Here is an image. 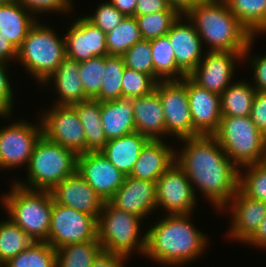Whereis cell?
I'll return each mask as SVG.
<instances>
[{"label":"cell","instance_id":"cell-17","mask_svg":"<svg viewBox=\"0 0 266 267\" xmlns=\"http://www.w3.org/2000/svg\"><path fill=\"white\" fill-rule=\"evenodd\" d=\"M66 56L78 63L96 56H108L106 33L84 16L75 18L66 28Z\"/></svg>","mask_w":266,"mask_h":267},{"label":"cell","instance_id":"cell-47","mask_svg":"<svg viewBox=\"0 0 266 267\" xmlns=\"http://www.w3.org/2000/svg\"><path fill=\"white\" fill-rule=\"evenodd\" d=\"M161 11H177L172 8L168 0H137L136 11L134 16L157 13Z\"/></svg>","mask_w":266,"mask_h":267},{"label":"cell","instance_id":"cell-54","mask_svg":"<svg viewBox=\"0 0 266 267\" xmlns=\"http://www.w3.org/2000/svg\"><path fill=\"white\" fill-rule=\"evenodd\" d=\"M10 117H12V116H0L1 119L4 118V119H8V120H10Z\"/></svg>","mask_w":266,"mask_h":267},{"label":"cell","instance_id":"cell-2","mask_svg":"<svg viewBox=\"0 0 266 267\" xmlns=\"http://www.w3.org/2000/svg\"><path fill=\"white\" fill-rule=\"evenodd\" d=\"M193 213L167 215L146 230L144 257L164 267H184L207 250L209 236L196 228Z\"/></svg>","mask_w":266,"mask_h":267},{"label":"cell","instance_id":"cell-33","mask_svg":"<svg viewBox=\"0 0 266 267\" xmlns=\"http://www.w3.org/2000/svg\"><path fill=\"white\" fill-rule=\"evenodd\" d=\"M33 240L9 217L0 220V263L3 266L13 257L27 249Z\"/></svg>","mask_w":266,"mask_h":267},{"label":"cell","instance_id":"cell-4","mask_svg":"<svg viewBox=\"0 0 266 267\" xmlns=\"http://www.w3.org/2000/svg\"><path fill=\"white\" fill-rule=\"evenodd\" d=\"M10 183V190L0 198L5 214L33 240L46 242L53 206L50 191L30 190Z\"/></svg>","mask_w":266,"mask_h":267},{"label":"cell","instance_id":"cell-44","mask_svg":"<svg viewBox=\"0 0 266 267\" xmlns=\"http://www.w3.org/2000/svg\"><path fill=\"white\" fill-rule=\"evenodd\" d=\"M256 37H253L249 44L247 45V49L243 53V62L249 61V67L253 71L252 86L256 89V91H266V54L265 55H256L252 56L251 49L254 47ZM250 57V58H249ZM247 59V60H246Z\"/></svg>","mask_w":266,"mask_h":267},{"label":"cell","instance_id":"cell-28","mask_svg":"<svg viewBox=\"0 0 266 267\" xmlns=\"http://www.w3.org/2000/svg\"><path fill=\"white\" fill-rule=\"evenodd\" d=\"M81 121L86 139V152H101L107 142L101 122V102L87 99L72 105Z\"/></svg>","mask_w":266,"mask_h":267},{"label":"cell","instance_id":"cell-3","mask_svg":"<svg viewBox=\"0 0 266 267\" xmlns=\"http://www.w3.org/2000/svg\"><path fill=\"white\" fill-rule=\"evenodd\" d=\"M185 15L207 46L204 51L244 52L253 38L224 0H204Z\"/></svg>","mask_w":266,"mask_h":267},{"label":"cell","instance_id":"cell-41","mask_svg":"<svg viewBox=\"0 0 266 267\" xmlns=\"http://www.w3.org/2000/svg\"><path fill=\"white\" fill-rule=\"evenodd\" d=\"M126 67L154 78V66L150 40H141L130 47L123 55Z\"/></svg>","mask_w":266,"mask_h":267},{"label":"cell","instance_id":"cell-9","mask_svg":"<svg viewBox=\"0 0 266 267\" xmlns=\"http://www.w3.org/2000/svg\"><path fill=\"white\" fill-rule=\"evenodd\" d=\"M40 121L34 124L27 119L13 120L12 123L0 127V169L27 168L36 142L43 135ZM27 120V121H25ZM7 168V169H6ZM3 169V170H2Z\"/></svg>","mask_w":266,"mask_h":267},{"label":"cell","instance_id":"cell-43","mask_svg":"<svg viewBox=\"0 0 266 267\" xmlns=\"http://www.w3.org/2000/svg\"><path fill=\"white\" fill-rule=\"evenodd\" d=\"M28 12L35 18L36 15L64 13V15H71L72 10L75 11L72 0H17ZM70 13V14H69Z\"/></svg>","mask_w":266,"mask_h":267},{"label":"cell","instance_id":"cell-42","mask_svg":"<svg viewBox=\"0 0 266 267\" xmlns=\"http://www.w3.org/2000/svg\"><path fill=\"white\" fill-rule=\"evenodd\" d=\"M95 9L93 14H85L83 16L106 34L117 27L126 17L119 12L109 0L101 1Z\"/></svg>","mask_w":266,"mask_h":267},{"label":"cell","instance_id":"cell-25","mask_svg":"<svg viewBox=\"0 0 266 267\" xmlns=\"http://www.w3.org/2000/svg\"><path fill=\"white\" fill-rule=\"evenodd\" d=\"M101 122L107 141L135 132L132 99L101 102Z\"/></svg>","mask_w":266,"mask_h":267},{"label":"cell","instance_id":"cell-21","mask_svg":"<svg viewBox=\"0 0 266 267\" xmlns=\"http://www.w3.org/2000/svg\"><path fill=\"white\" fill-rule=\"evenodd\" d=\"M109 202L146 220L157 211L156 182L127 176Z\"/></svg>","mask_w":266,"mask_h":267},{"label":"cell","instance_id":"cell-19","mask_svg":"<svg viewBox=\"0 0 266 267\" xmlns=\"http://www.w3.org/2000/svg\"><path fill=\"white\" fill-rule=\"evenodd\" d=\"M187 95L194 128V137L214 135L220 125V95L206 90L187 76Z\"/></svg>","mask_w":266,"mask_h":267},{"label":"cell","instance_id":"cell-30","mask_svg":"<svg viewBox=\"0 0 266 267\" xmlns=\"http://www.w3.org/2000/svg\"><path fill=\"white\" fill-rule=\"evenodd\" d=\"M253 37L266 34V0H224ZM258 35V36H257Z\"/></svg>","mask_w":266,"mask_h":267},{"label":"cell","instance_id":"cell-45","mask_svg":"<svg viewBox=\"0 0 266 267\" xmlns=\"http://www.w3.org/2000/svg\"><path fill=\"white\" fill-rule=\"evenodd\" d=\"M9 63L0 62V116H12L15 96L8 72Z\"/></svg>","mask_w":266,"mask_h":267},{"label":"cell","instance_id":"cell-50","mask_svg":"<svg viewBox=\"0 0 266 267\" xmlns=\"http://www.w3.org/2000/svg\"><path fill=\"white\" fill-rule=\"evenodd\" d=\"M249 244L248 246H252L255 248H259L261 250H266V216L261 222L259 228L255 232V234L245 243Z\"/></svg>","mask_w":266,"mask_h":267},{"label":"cell","instance_id":"cell-23","mask_svg":"<svg viewBox=\"0 0 266 267\" xmlns=\"http://www.w3.org/2000/svg\"><path fill=\"white\" fill-rule=\"evenodd\" d=\"M79 72V63L66 56L55 72L43 82L42 87L49 89L53 86L51 88L57 94V99L53 100L54 105L72 106L89 99L84 92Z\"/></svg>","mask_w":266,"mask_h":267},{"label":"cell","instance_id":"cell-26","mask_svg":"<svg viewBox=\"0 0 266 267\" xmlns=\"http://www.w3.org/2000/svg\"><path fill=\"white\" fill-rule=\"evenodd\" d=\"M149 140L147 136L135 131L122 137L108 140L101 153L118 170L128 176L138 160L142 148Z\"/></svg>","mask_w":266,"mask_h":267},{"label":"cell","instance_id":"cell-40","mask_svg":"<svg viewBox=\"0 0 266 267\" xmlns=\"http://www.w3.org/2000/svg\"><path fill=\"white\" fill-rule=\"evenodd\" d=\"M157 81L150 75L125 67L122 76V98L133 99L149 95L156 88Z\"/></svg>","mask_w":266,"mask_h":267},{"label":"cell","instance_id":"cell-38","mask_svg":"<svg viewBox=\"0 0 266 267\" xmlns=\"http://www.w3.org/2000/svg\"><path fill=\"white\" fill-rule=\"evenodd\" d=\"M180 15L178 11H161L134 17L143 40H152L165 36Z\"/></svg>","mask_w":266,"mask_h":267},{"label":"cell","instance_id":"cell-12","mask_svg":"<svg viewBox=\"0 0 266 267\" xmlns=\"http://www.w3.org/2000/svg\"><path fill=\"white\" fill-rule=\"evenodd\" d=\"M52 105V106H51ZM48 109L39 115L43 135L51 142L74 151L77 155L86 153L85 132L78 114L72 106H58L51 102Z\"/></svg>","mask_w":266,"mask_h":267},{"label":"cell","instance_id":"cell-35","mask_svg":"<svg viewBox=\"0 0 266 267\" xmlns=\"http://www.w3.org/2000/svg\"><path fill=\"white\" fill-rule=\"evenodd\" d=\"M125 67L122 56H105L101 89L94 99L104 102L122 98V76Z\"/></svg>","mask_w":266,"mask_h":267},{"label":"cell","instance_id":"cell-39","mask_svg":"<svg viewBox=\"0 0 266 267\" xmlns=\"http://www.w3.org/2000/svg\"><path fill=\"white\" fill-rule=\"evenodd\" d=\"M103 70H105V56H96L79 62V75L84 92L90 99H94L101 89Z\"/></svg>","mask_w":266,"mask_h":267},{"label":"cell","instance_id":"cell-18","mask_svg":"<svg viewBox=\"0 0 266 267\" xmlns=\"http://www.w3.org/2000/svg\"><path fill=\"white\" fill-rule=\"evenodd\" d=\"M166 36L172 45L177 67L188 76L199 65L206 52L193 23L186 15L181 14Z\"/></svg>","mask_w":266,"mask_h":267},{"label":"cell","instance_id":"cell-48","mask_svg":"<svg viewBox=\"0 0 266 267\" xmlns=\"http://www.w3.org/2000/svg\"><path fill=\"white\" fill-rule=\"evenodd\" d=\"M127 262V257L102 251L91 267H126Z\"/></svg>","mask_w":266,"mask_h":267},{"label":"cell","instance_id":"cell-29","mask_svg":"<svg viewBox=\"0 0 266 267\" xmlns=\"http://www.w3.org/2000/svg\"><path fill=\"white\" fill-rule=\"evenodd\" d=\"M247 81L248 79L234 81L220 95L222 116H250L256 89Z\"/></svg>","mask_w":266,"mask_h":267},{"label":"cell","instance_id":"cell-52","mask_svg":"<svg viewBox=\"0 0 266 267\" xmlns=\"http://www.w3.org/2000/svg\"><path fill=\"white\" fill-rule=\"evenodd\" d=\"M204 0H168L169 5L176 9L180 14H186L197 3Z\"/></svg>","mask_w":266,"mask_h":267},{"label":"cell","instance_id":"cell-5","mask_svg":"<svg viewBox=\"0 0 266 267\" xmlns=\"http://www.w3.org/2000/svg\"><path fill=\"white\" fill-rule=\"evenodd\" d=\"M38 20L17 49L16 61L41 86L66 57L65 37Z\"/></svg>","mask_w":266,"mask_h":267},{"label":"cell","instance_id":"cell-27","mask_svg":"<svg viewBox=\"0 0 266 267\" xmlns=\"http://www.w3.org/2000/svg\"><path fill=\"white\" fill-rule=\"evenodd\" d=\"M38 20L18 2L0 4V32L16 49Z\"/></svg>","mask_w":266,"mask_h":267},{"label":"cell","instance_id":"cell-16","mask_svg":"<svg viewBox=\"0 0 266 267\" xmlns=\"http://www.w3.org/2000/svg\"><path fill=\"white\" fill-rule=\"evenodd\" d=\"M230 211V240L245 244L257 231L266 216V202L244 195L239 189L221 213Z\"/></svg>","mask_w":266,"mask_h":267},{"label":"cell","instance_id":"cell-13","mask_svg":"<svg viewBox=\"0 0 266 267\" xmlns=\"http://www.w3.org/2000/svg\"><path fill=\"white\" fill-rule=\"evenodd\" d=\"M198 199L189 178L176 162L156 181L157 210L163 209L167 215L196 212Z\"/></svg>","mask_w":266,"mask_h":267},{"label":"cell","instance_id":"cell-8","mask_svg":"<svg viewBox=\"0 0 266 267\" xmlns=\"http://www.w3.org/2000/svg\"><path fill=\"white\" fill-rule=\"evenodd\" d=\"M213 136L239 169L266 162V137L256 128L250 116H222Z\"/></svg>","mask_w":266,"mask_h":267},{"label":"cell","instance_id":"cell-11","mask_svg":"<svg viewBox=\"0 0 266 267\" xmlns=\"http://www.w3.org/2000/svg\"><path fill=\"white\" fill-rule=\"evenodd\" d=\"M97 239V220L87 213L53 201L47 243L55 250L71 243Z\"/></svg>","mask_w":266,"mask_h":267},{"label":"cell","instance_id":"cell-10","mask_svg":"<svg viewBox=\"0 0 266 267\" xmlns=\"http://www.w3.org/2000/svg\"><path fill=\"white\" fill-rule=\"evenodd\" d=\"M155 91L159 94L165 117V138L194 137L189 99L187 95V76L181 80L159 81Z\"/></svg>","mask_w":266,"mask_h":267},{"label":"cell","instance_id":"cell-15","mask_svg":"<svg viewBox=\"0 0 266 267\" xmlns=\"http://www.w3.org/2000/svg\"><path fill=\"white\" fill-rule=\"evenodd\" d=\"M77 171L104 201L114 196L127 177L101 152L79 154Z\"/></svg>","mask_w":266,"mask_h":267},{"label":"cell","instance_id":"cell-34","mask_svg":"<svg viewBox=\"0 0 266 267\" xmlns=\"http://www.w3.org/2000/svg\"><path fill=\"white\" fill-rule=\"evenodd\" d=\"M143 40L137 20L126 16L112 31L106 34L108 55L122 56L130 47Z\"/></svg>","mask_w":266,"mask_h":267},{"label":"cell","instance_id":"cell-20","mask_svg":"<svg viewBox=\"0 0 266 267\" xmlns=\"http://www.w3.org/2000/svg\"><path fill=\"white\" fill-rule=\"evenodd\" d=\"M55 203L92 215L98 220L105 201L76 171L50 191Z\"/></svg>","mask_w":266,"mask_h":267},{"label":"cell","instance_id":"cell-22","mask_svg":"<svg viewBox=\"0 0 266 267\" xmlns=\"http://www.w3.org/2000/svg\"><path fill=\"white\" fill-rule=\"evenodd\" d=\"M170 143H166V140H149L128 176L156 182L175 163L176 149Z\"/></svg>","mask_w":266,"mask_h":267},{"label":"cell","instance_id":"cell-24","mask_svg":"<svg viewBox=\"0 0 266 267\" xmlns=\"http://www.w3.org/2000/svg\"><path fill=\"white\" fill-rule=\"evenodd\" d=\"M136 132L150 140H165V117L159 94L154 90L149 95L132 99Z\"/></svg>","mask_w":266,"mask_h":267},{"label":"cell","instance_id":"cell-14","mask_svg":"<svg viewBox=\"0 0 266 267\" xmlns=\"http://www.w3.org/2000/svg\"><path fill=\"white\" fill-rule=\"evenodd\" d=\"M243 53L207 51L199 65L188 76L200 87L221 95L235 81V71L238 63H243Z\"/></svg>","mask_w":266,"mask_h":267},{"label":"cell","instance_id":"cell-1","mask_svg":"<svg viewBox=\"0 0 266 267\" xmlns=\"http://www.w3.org/2000/svg\"><path fill=\"white\" fill-rule=\"evenodd\" d=\"M177 142H182L183 146L175 150V162L186 173L196 196L200 192L214 211L222 212L238 190L239 168L213 135L183 138Z\"/></svg>","mask_w":266,"mask_h":267},{"label":"cell","instance_id":"cell-51","mask_svg":"<svg viewBox=\"0 0 266 267\" xmlns=\"http://www.w3.org/2000/svg\"><path fill=\"white\" fill-rule=\"evenodd\" d=\"M109 2L125 16H134L137 0H109Z\"/></svg>","mask_w":266,"mask_h":267},{"label":"cell","instance_id":"cell-32","mask_svg":"<svg viewBox=\"0 0 266 267\" xmlns=\"http://www.w3.org/2000/svg\"><path fill=\"white\" fill-rule=\"evenodd\" d=\"M102 251L98 240L67 244L56 250V267H91Z\"/></svg>","mask_w":266,"mask_h":267},{"label":"cell","instance_id":"cell-6","mask_svg":"<svg viewBox=\"0 0 266 267\" xmlns=\"http://www.w3.org/2000/svg\"><path fill=\"white\" fill-rule=\"evenodd\" d=\"M78 155L60 144L49 141L44 135L36 142L26 180H13L17 185L30 189L51 191L64 178L77 171Z\"/></svg>","mask_w":266,"mask_h":267},{"label":"cell","instance_id":"cell-31","mask_svg":"<svg viewBox=\"0 0 266 267\" xmlns=\"http://www.w3.org/2000/svg\"><path fill=\"white\" fill-rule=\"evenodd\" d=\"M154 66V79L159 81L181 80L186 75L177 67L169 38L161 36L150 40Z\"/></svg>","mask_w":266,"mask_h":267},{"label":"cell","instance_id":"cell-7","mask_svg":"<svg viewBox=\"0 0 266 267\" xmlns=\"http://www.w3.org/2000/svg\"><path fill=\"white\" fill-rule=\"evenodd\" d=\"M143 221L135 214L119 210L105 201L97 220V239L103 251L128 259L135 253L143 257L146 247V232L141 229L144 227Z\"/></svg>","mask_w":266,"mask_h":267},{"label":"cell","instance_id":"cell-49","mask_svg":"<svg viewBox=\"0 0 266 267\" xmlns=\"http://www.w3.org/2000/svg\"><path fill=\"white\" fill-rule=\"evenodd\" d=\"M17 49L13 44L0 32V62H16ZM15 60V61H14Z\"/></svg>","mask_w":266,"mask_h":267},{"label":"cell","instance_id":"cell-46","mask_svg":"<svg viewBox=\"0 0 266 267\" xmlns=\"http://www.w3.org/2000/svg\"><path fill=\"white\" fill-rule=\"evenodd\" d=\"M250 118L256 128L266 137V91H256Z\"/></svg>","mask_w":266,"mask_h":267},{"label":"cell","instance_id":"cell-37","mask_svg":"<svg viewBox=\"0 0 266 267\" xmlns=\"http://www.w3.org/2000/svg\"><path fill=\"white\" fill-rule=\"evenodd\" d=\"M238 189L249 198L266 202V162L241 167Z\"/></svg>","mask_w":266,"mask_h":267},{"label":"cell","instance_id":"cell-53","mask_svg":"<svg viewBox=\"0 0 266 267\" xmlns=\"http://www.w3.org/2000/svg\"><path fill=\"white\" fill-rule=\"evenodd\" d=\"M17 0H0V4L15 3Z\"/></svg>","mask_w":266,"mask_h":267},{"label":"cell","instance_id":"cell-36","mask_svg":"<svg viewBox=\"0 0 266 267\" xmlns=\"http://www.w3.org/2000/svg\"><path fill=\"white\" fill-rule=\"evenodd\" d=\"M3 267H56V250L45 241H35Z\"/></svg>","mask_w":266,"mask_h":267}]
</instances>
